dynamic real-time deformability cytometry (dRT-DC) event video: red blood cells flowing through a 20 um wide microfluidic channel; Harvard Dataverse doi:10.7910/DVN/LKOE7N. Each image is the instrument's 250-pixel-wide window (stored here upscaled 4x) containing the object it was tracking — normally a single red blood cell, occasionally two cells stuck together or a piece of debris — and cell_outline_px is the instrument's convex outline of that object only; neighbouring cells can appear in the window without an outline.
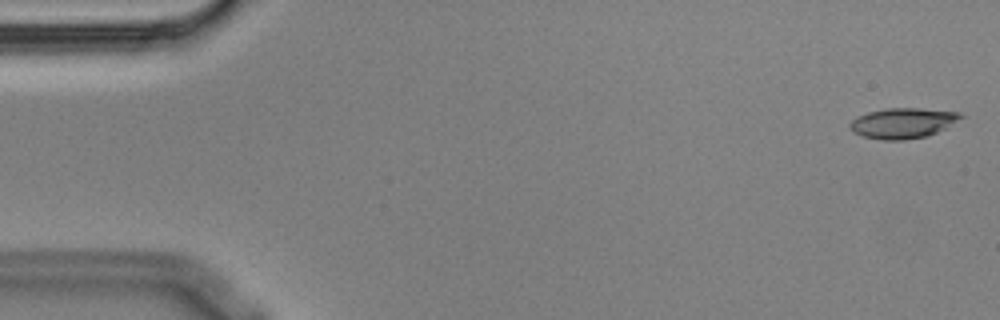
{"species": "Egyptian fruit bat (a non-hibernating species)", "species_latin": "Rousettus aegyptiacus", "temperature_condition": "cold", "stored_images_in_passage": 4, "camera_frame_rate_fps": 3000, "um_per_image_px": 0.085, "animal": {"sex": "male"}, "frame": {"image": 1, "passage_image": 1, "time_ms": 0.0, "image_size_px": [1000, 320], "cell_outline_px": [[964, 116], [944, 128], [928, 136], [904, 140], [884, 140], [864, 136], [852, 132], [848, 124], [856, 116], [868, 112], [888, 108], [920, 108], [960, 112]], "centroid_in_image_um": [76.71, 10.46], "position_along_channel_um": 8.3, "area_um2": 19.54}}